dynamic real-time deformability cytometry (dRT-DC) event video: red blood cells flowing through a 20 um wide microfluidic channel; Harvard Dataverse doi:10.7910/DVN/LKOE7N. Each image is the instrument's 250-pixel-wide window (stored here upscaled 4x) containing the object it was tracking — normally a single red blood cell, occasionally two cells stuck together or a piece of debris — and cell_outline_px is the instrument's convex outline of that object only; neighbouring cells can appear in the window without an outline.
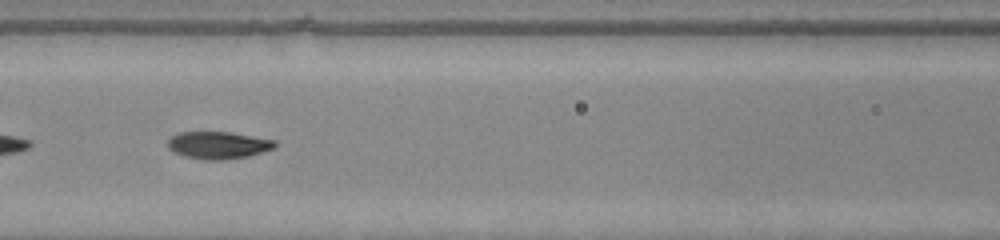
{"species": "common noctule bat (a hibernating species)", "species_latin": "Nyctalus noctula", "temperature_condition": "warm", "stored_images_in_passage": 53, "segment_of_instrument_passage": [2, 2], "camera_frame_rate_fps": 3000, "um_per_image_px": 0.085, "animal": {"sex": "male", "body_mass_g": 20.0, "forearm_length_mm": 53.3}, "frame": {"image": 1, "passage_image": 25, "time_ms": 8.0, "image_size_px": [1000, 240], "cell_outline_px": [[276, 148], [248, 156], [224, 160], [204, 160], [184, 156], [172, 152], [168, 148], [168, 140], [172, 136], [180, 132], [232, 132], [276, 140]], "centroid_in_image_um": [18.56, 12.34], "position_along_channel_um": 148.0, "area_um2": 17.22}}
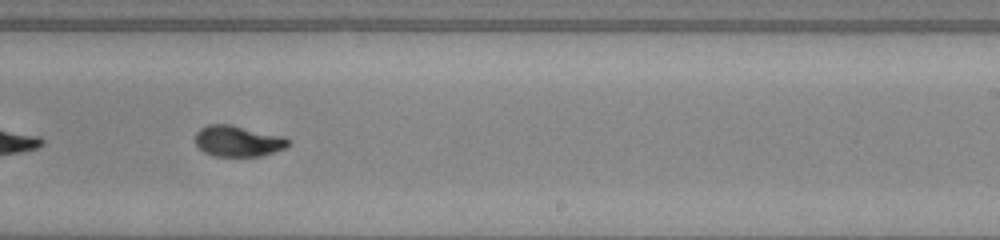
{"frame": {"image": 2, "passage_image": 34, "time_ms": 11.0, "image_size_px": [1000, 240], "cell_outline_px": [[292, 140], [284, 148], [260, 156], [216, 156], [204, 152], [196, 144], [196, 132], [200, 128], [208, 124], [228, 124], [284, 136]], "centroid_in_image_um": [20.22, 11.98], "position_along_channel_um": 268.8, "area_um2": 16.65}}
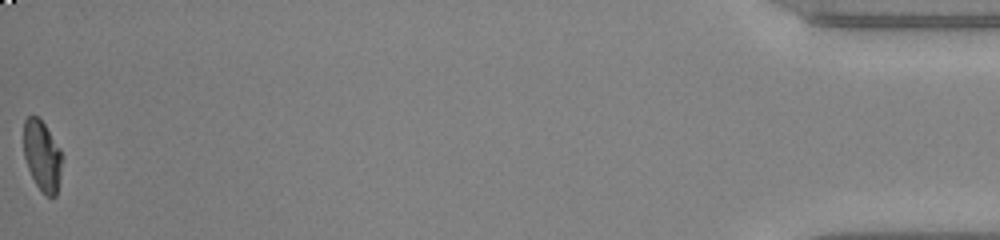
{"frame": {"image": 3, "passage_image": 53, "time_ms": 17.333, "image_size_px": [1000, 240], "cell_outline_px": [[60, 176], [56, 196], [44, 196], [36, 184], [28, 168], [24, 156], [24, 120], [28, 116], [36, 116], [44, 124], [60, 148]], "centroid_in_image_um": [3.56, 13.25], "position_along_channel_um": 431.6, "area_um2": 15.43}}